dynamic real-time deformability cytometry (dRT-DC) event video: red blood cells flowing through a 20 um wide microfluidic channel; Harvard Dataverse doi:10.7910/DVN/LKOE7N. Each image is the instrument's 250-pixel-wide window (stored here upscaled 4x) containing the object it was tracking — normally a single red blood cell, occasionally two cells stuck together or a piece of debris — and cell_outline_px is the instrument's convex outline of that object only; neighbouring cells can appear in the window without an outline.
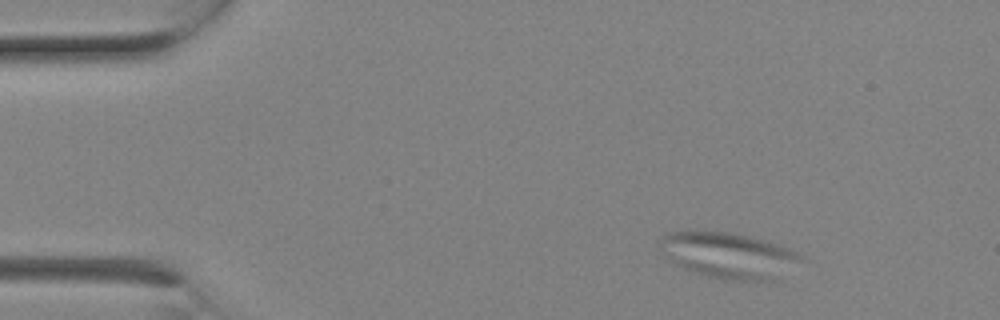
{"species": "Egyptian fruit bat (a non-hibernating species)", "species_latin": "Rousettus aegyptiacus", "temperature_condition": "room temperature", "stored_images_in_passage": 2, "segment_of_instrument_passage": [2, 2], "camera_frame_rate_fps": 3000, "um_per_image_px": 0.085, "animal": {"sex": "female"}, "frame": {"image": 1, "passage_image": 2, "time_ms": 0.333, "image_size_px": [1000, 320], "cell_outline_px": [[804, 256], [800, 260], [772, 280], [724, 280], [692, 272], [684, 268], [660, 248], [660, 244], [664, 232], [728, 232], [748, 236], [776, 244], [788, 248]], "centroid_in_image_um": [61.92, 21.7], "position_along_channel_um": 23.1, "area_um2": 36.36}}